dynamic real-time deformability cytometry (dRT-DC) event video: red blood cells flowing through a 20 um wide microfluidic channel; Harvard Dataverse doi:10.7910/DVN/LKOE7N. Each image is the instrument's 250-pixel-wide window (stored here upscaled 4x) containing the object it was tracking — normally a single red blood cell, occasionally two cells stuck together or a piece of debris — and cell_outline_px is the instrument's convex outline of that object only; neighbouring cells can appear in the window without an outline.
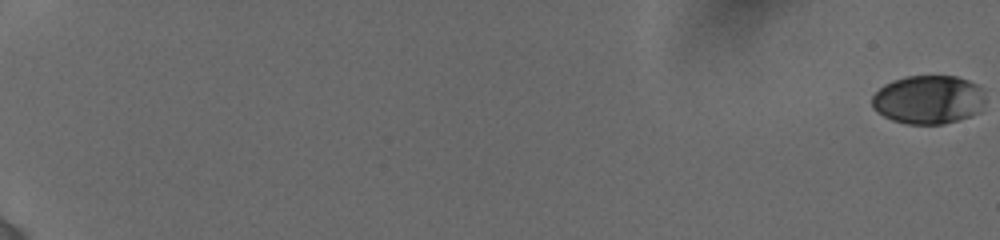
{"species": "human", "species_latin": "Homo sapiens", "temperature_condition": "cold", "stored_images_in_passage": 33, "camera_frame_rate_fps": 3000, "um_per_image_px": 0.085, "donor": {"sex": "female"}, "frame": {"image": 1, "passage_image": 1, "time_ms": 0.0, "image_size_px": [1000, 240], "cell_outline_px": [[984, 100], [980, 112], [944, 124], [908, 124], [892, 120], [884, 116], [872, 108], [872, 96], [884, 84], [892, 80], [904, 76], [956, 76], [968, 80], [984, 88]], "centroid_in_image_um": [78.91, 8.46], "position_along_channel_um": 6.1, "area_um2": 32.31}}
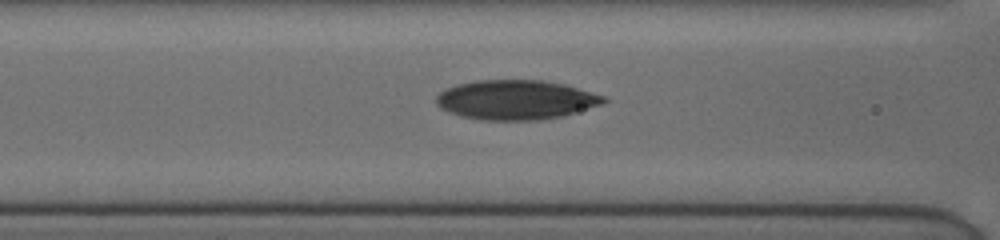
{"frame": {"image": 2, "passage_image": 29, "time_ms": 9.333, "image_size_px": [1000, 240], "cell_outline_px": [[608, 100], [600, 104], [564, 116], [540, 120], [484, 120], [460, 116], [440, 108], [436, 104], [436, 96], [444, 88], [456, 84], [476, 80], [544, 80], [564, 84], [604, 96]], "centroid_in_image_um": [43.8, 8.48], "position_along_channel_um": 122.8, "area_um2": 38.61}}
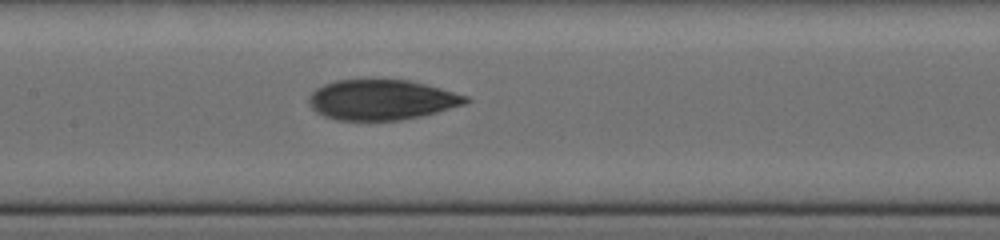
{"frame": {"image": 3, "passage_image": 33, "time_ms": 10.667, "image_size_px": [1000, 240], "cell_outline_px": [[472, 100], [464, 104], [436, 112], [420, 116], [400, 120], [336, 120], [324, 116], [316, 112], [308, 104], [308, 96], [316, 88], [324, 84], [336, 80], [364, 76], [408, 80], [440, 88], [468, 96]], "centroid_in_image_um": [32.37, 8.43], "position_along_channel_um": 175.0, "area_um2": 37.69}}